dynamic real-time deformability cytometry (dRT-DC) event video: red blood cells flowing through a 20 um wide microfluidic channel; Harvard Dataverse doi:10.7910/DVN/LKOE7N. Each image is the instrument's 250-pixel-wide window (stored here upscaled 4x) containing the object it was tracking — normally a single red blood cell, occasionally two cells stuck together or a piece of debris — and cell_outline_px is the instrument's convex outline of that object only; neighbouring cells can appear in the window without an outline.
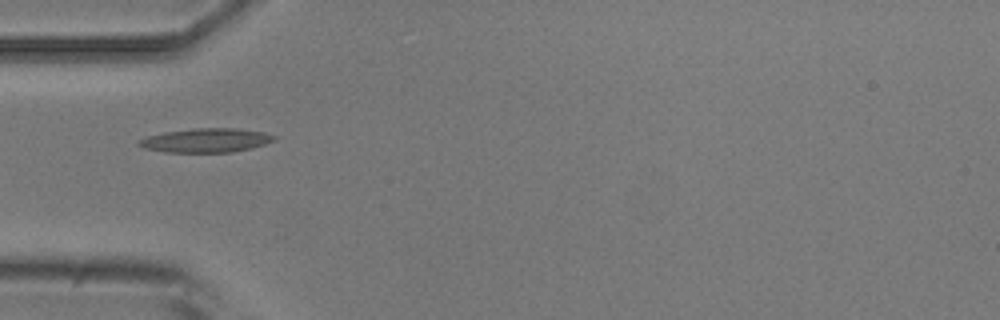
{"species": "common noctule bat (a hibernating species)", "species_latin": "Nyctalus noctula", "temperature_condition": "room temperature", "stored_images_in_passage": 1, "camera_frame_rate_fps": 3000, "um_per_image_px": 0.085, "animal": {"sex": "male", "body_mass_g": 20.5, "forearm_length_mm": 52.5}, "frame": {"image": 1, "passage_image": 1, "time_ms": 0.0, "image_size_px": [1000, 320], "cell_outline_px": [[276, 140], [252, 148], [232, 152], [164, 152], [144, 148], [136, 144], [136, 140], [148, 136], [164, 132], [192, 128], [236, 128], [264, 132], [276, 136]], "centroid_in_image_um": [17.49, 11.92], "position_along_channel_um": 67.5, "area_um2": 19.07}}